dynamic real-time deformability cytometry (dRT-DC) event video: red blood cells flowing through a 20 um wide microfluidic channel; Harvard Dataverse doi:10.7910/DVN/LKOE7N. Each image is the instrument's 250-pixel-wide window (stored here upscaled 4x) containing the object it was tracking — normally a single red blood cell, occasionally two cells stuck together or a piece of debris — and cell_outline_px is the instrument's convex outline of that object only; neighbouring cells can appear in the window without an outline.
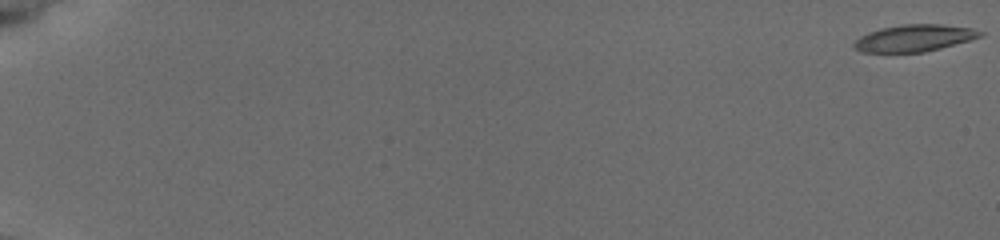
{"species": "common noctule bat (a hibernating species)", "species_latin": "Nyctalus noctula", "temperature_condition": "cold", "stored_images_in_passage": 55, "camera_frame_rate_fps": 3000, "um_per_image_px": 0.085, "animal": {"sex": "female", "body_mass_g": 19.5, "forearm_length_mm": 54.1}, "frame": {"image": 1, "passage_image": 1, "time_ms": 0.0, "image_size_px": [1000, 240], "cell_outline_px": [[984, 32], [980, 36], [968, 40], [940, 48], [924, 52], [864, 52], [856, 48], [852, 44], [860, 36], [884, 28], [904, 24], [940, 24], [972, 28]], "centroid_in_image_um": [77.73, 3.23], "position_along_channel_um": 7.3, "area_um2": 19.25}}
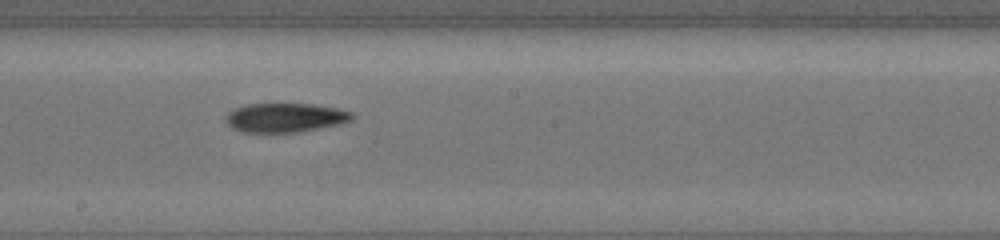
{"frame": {"image": 2, "passage_image": 35, "time_ms": 11.333, "image_size_px": [1000, 240], "cell_outline_px": [[356, 116], [352, 120], [336, 124], [296, 132], [244, 132], [232, 128], [228, 124], [228, 112], [236, 108], [248, 104], [312, 104], [336, 108], [352, 112]], "centroid_in_image_um": [24.26, 9.99], "position_along_channel_um": 223.9, "area_um2": 20.98}}
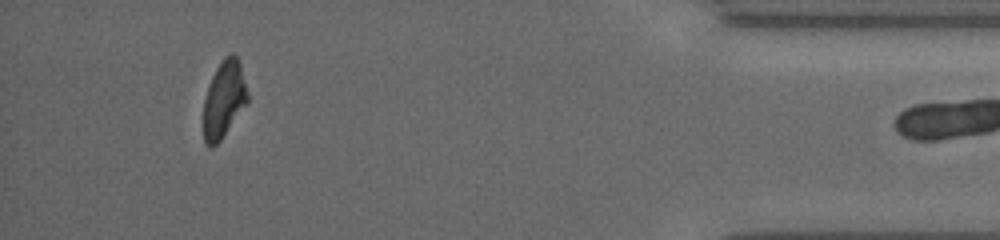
{"frame": {"image": 3, "passage_image": 54, "time_ms": 17.667, "image_size_px": [1000, 240], "cell_outline_px": [[248, 100], [220, 140], [212, 148], [208, 148], [204, 144], [204, 100], [212, 76], [220, 60], [224, 56], [232, 52], [236, 56], [240, 64], [248, 96]], "centroid_in_image_um": [19.01, 8.43], "position_along_channel_um": 416.2, "area_um2": 19.36}}